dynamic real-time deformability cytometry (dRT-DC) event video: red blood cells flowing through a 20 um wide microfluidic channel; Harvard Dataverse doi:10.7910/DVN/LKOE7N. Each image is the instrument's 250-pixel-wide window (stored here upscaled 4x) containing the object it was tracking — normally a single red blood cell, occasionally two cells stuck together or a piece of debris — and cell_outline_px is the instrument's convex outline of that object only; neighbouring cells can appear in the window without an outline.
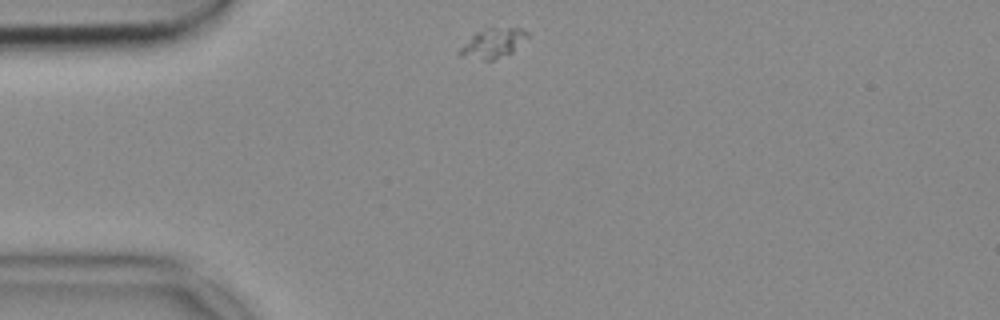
{"species": "common noctule bat (a hibernating species)", "species_latin": "Nyctalus noctula", "temperature_condition": "cold", "stored_images_in_passage": 43, "camera_frame_rate_fps": 3000, "um_per_image_px": 0.085, "animal": {"sex": "female", "body_mass_g": 18.4}, "frame": {"image": 1, "passage_image": 1, "time_ms": 0.0, "image_size_px": [1000, 320], "cell_outline_px": [[532, 36], [512, 52], [492, 60], [484, 60], [460, 56], [460, 48], [476, 32], [488, 28], [520, 28], [528, 32]], "centroid_in_image_um": [41.98, 3.66], "position_along_channel_um": 43.0, "area_um2": 11.56}}
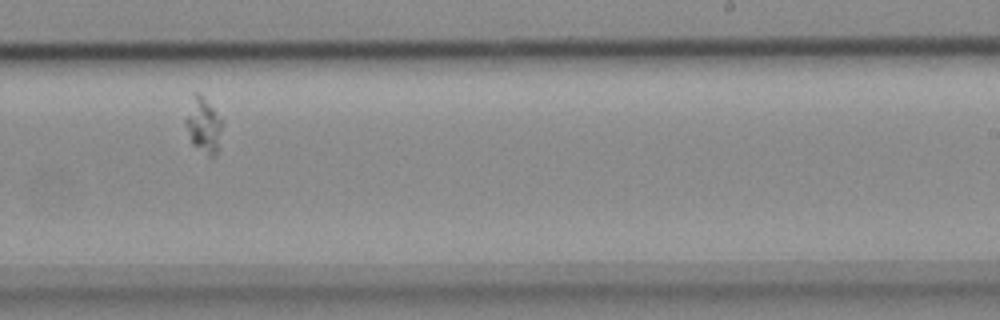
{"frame": {"image": 2, "passage_image": 22, "time_ms": 7.0, "image_size_px": [1000, 320], "cell_outline_px": [[220, 128], [216, 152], [212, 160], [192, 144], [184, 124], [184, 120], [196, 92], [200, 92], [212, 108], [220, 120]], "centroid_in_image_um": [17.24, 10.7], "position_along_channel_um": 271.8, "area_um2": 11.16}}
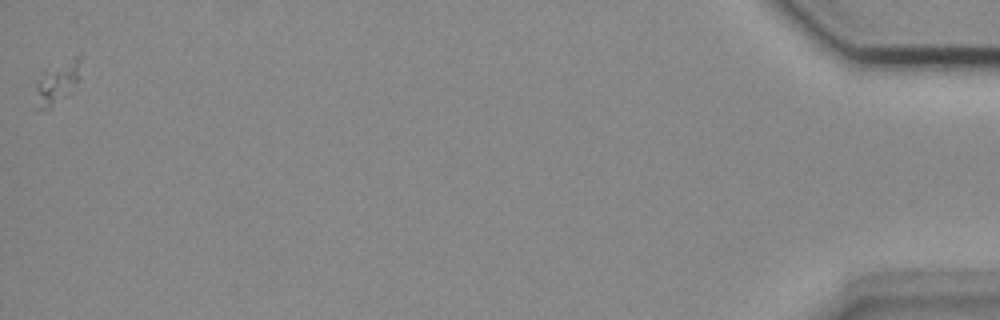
{"frame": {"image": 3, "passage_image": 43, "time_ms": 14.0, "image_size_px": [1000, 320], "cell_outline_px": [[80, 60], [76, 80], [68, 96], [48, 108], [36, 112], [32, 108], [36, 84], [44, 72], [72, 56], [80, 56]], "centroid_in_image_um": [4.75, 7.13], "position_along_channel_um": 430.5, "area_um2": 11.1}}